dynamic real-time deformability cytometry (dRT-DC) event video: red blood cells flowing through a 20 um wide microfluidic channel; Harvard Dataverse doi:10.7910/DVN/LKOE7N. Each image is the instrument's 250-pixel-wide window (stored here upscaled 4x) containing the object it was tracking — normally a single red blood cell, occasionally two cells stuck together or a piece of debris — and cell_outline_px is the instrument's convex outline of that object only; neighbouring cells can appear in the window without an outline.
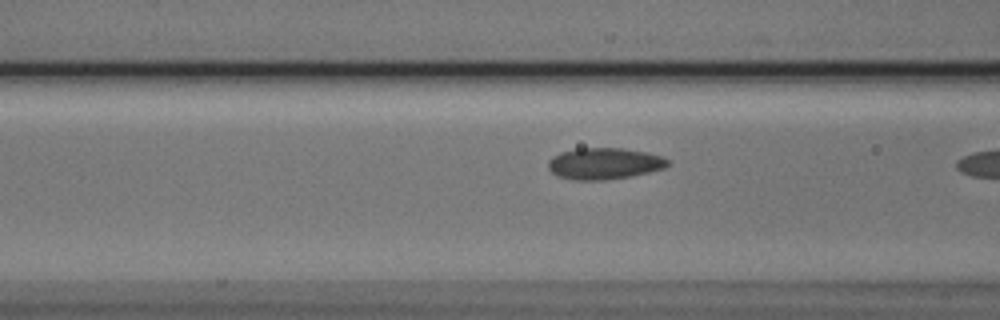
{"species": "Egyptian fruit bat (a non-hibernating species)", "species_latin": "Rousettus aegyptiacus", "temperature_condition": "cold", "stored_images_in_passage": 6, "camera_frame_rate_fps": 3000, "um_per_image_px": 0.085, "animal": {"sex": "male"}, "frame": {"image": 1, "passage_image": 5, "time_ms": 1.333, "image_size_px": [1000, 320], "cell_outline_px": [[668, 164], [664, 168], [632, 176], [608, 180], [576, 180], [556, 176], [548, 168], [548, 160], [552, 156], [560, 152], [576, 148], [620, 148], [644, 152], [664, 156], [668, 160]], "centroid_in_image_um": [51.33, 13.9], "position_along_channel_um": 115.3, "area_um2": 22.02}}